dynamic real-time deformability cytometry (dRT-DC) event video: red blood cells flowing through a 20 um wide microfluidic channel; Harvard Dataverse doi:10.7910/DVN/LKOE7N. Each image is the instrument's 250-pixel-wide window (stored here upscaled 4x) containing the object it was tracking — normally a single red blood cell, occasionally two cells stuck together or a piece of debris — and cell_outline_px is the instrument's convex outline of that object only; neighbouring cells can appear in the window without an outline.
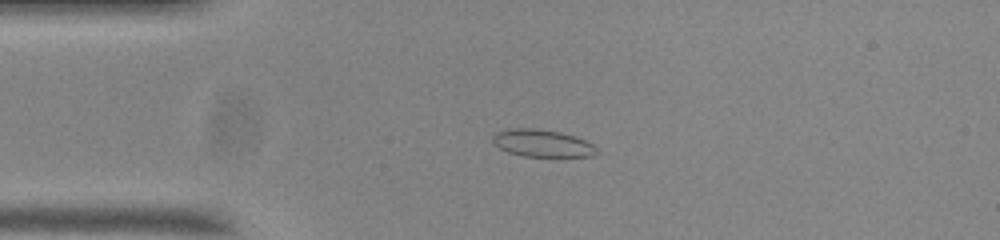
{"species": "common noctule bat (a hibernating species)", "species_latin": "Nyctalus noctula", "temperature_condition": "room temperature", "stored_images_in_passage": 53, "camera_frame_rate_fps": 3000, "um_per_image_px": 0.085, "animal": {"sex": "male", "body_mass_g": 20.0, "forearm_length_mm": 53.3}, "frame": {"image": 1, "passage_image": 11, "time_ms": 3.333, "image_size_px": [1000, 240], "cell_outline_px": [[600, 152], [592, 156], [564, 160], [524, 156], [508, 152], [500, 148], [492, 140], [492, 136], [496, 132], [508, 128], [536, 128], [560, 132], [576, 136], [592, 144]], "centroid_in_image_um": [46.18, 12.23], "position_along_channel_um": 38.8, "area_um2": 17.51}}
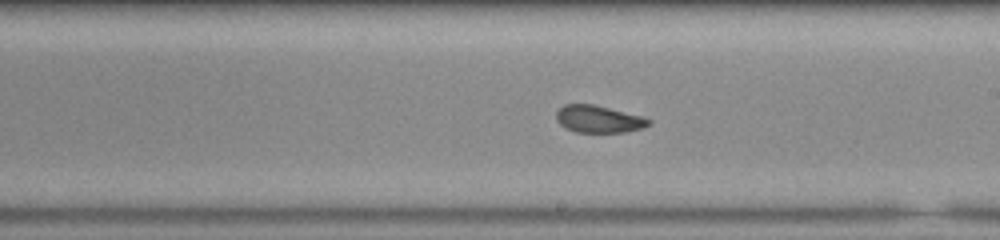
{"frame": {"image": 2, "passage_image": 29, "time_ms": 9.333, "image_size_px": [1000, 240], "cell_outline_px": [[652, 124], [644, 128], [624, 132], [576, 132], [560, 124], [556, 120], [556, 112], [564, 104], [592, 104], [644, 116], [652, 120]], "centroid_in_image_um": [50.94, 10.12], "position_along_channel_um": 238.1, "area_um2": 14.74}}
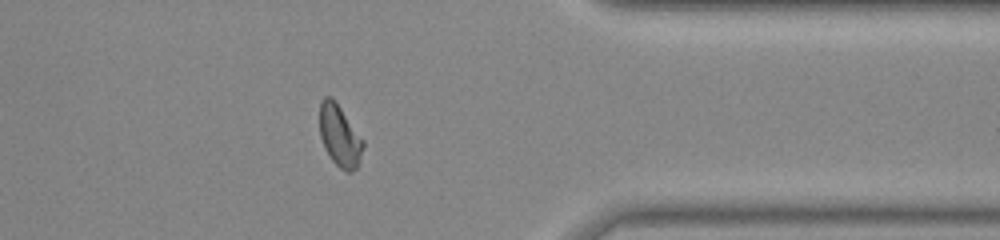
{"frame": {"image": 3, "passage_image": 42, "time_ms": 13.667, "image_size_px": [1000, 240], "cell_outline_px": [[364, 144], [360, 164], [352, 172], [344, 172], [332, 160], [324, 148], [320, 136], [320, 100], [324, 96], [332, 96], [364, 140]], "centroid_in_image_um": [28.88, 11.56], "position_along_channel_um": 382.5, "area_um2": 15.84}, "authors_computed_cell_mechanics": {"area_um2": 15.606, "velocity_mm_per_s": 3.7103, "shape_relaxation_time_tau1_ms": null, "shape_relaxation_time_tau2_ms": 2.2586, "deformation_change_tau1": null, "deformation_change_tau2": 0.0725}}